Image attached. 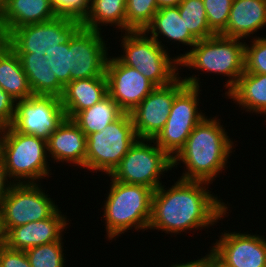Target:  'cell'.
I'll return each mask as SVG.
<instances>
[{"instance_id": "obj_12", "label": "cell", "mask_w": 266, "mask_h": 267, "mask_svg": "<svg viewBox=\"0 0 266 267\" xmlns=\"http://www.w3.org/2000/svg\"><path fill=\"white\" fill-rule=\"evenodd\" d=\"M65 118L61 98L32 95L16 101L14 119L10 126L17 132L35 135L47 141Z\"/></svg>"}, {"instance_id": "obj_34", "label": "cell", "mask_w": 266, "mask_h": 267, "mask_svg": "<svg viewBox=\"0 0 266 267\" xmlns=\"http://www.w3.org/2000/svg\"><path fill=\"white\" fill-rule=\"evenodd\" d=\"M60 16H69L82 20L90 7V0H51Z\"/></svg>"}, {"instance_id": "obj_7", "label": "cell", "mask_w": 266, "mask_h": 267, "mask_svg": "<svg viewBox=\"0 0 266 267\" xmlns=\"http://www.w3.org/2000/svg\"><path fill=\"white\" fill-rule=\"evenodd\" d=\"M183 78L187 85L175 96L168 120L154 139L157 146L172 159L185 146L195 126L206 117L201 110L198 112L197 107L199 106L198 95L201 91L199 89L200 78L196 75Z\"/></svg>"}, {"instance_id": "obj_29", "label": "cell", "mask_w": 266, "mask_h": 267, "mask_svg": "<svg viewBox=\"0 0 266 267\" xmlns=\"http://www.w3.org/2000/svg\"><path fill=\"white\" fill-rule=\"evenodd\" d=\"M158 10L157 0H126V32L144 31Z\"/></svg>"}, {"instance_id": "obj_8", "label": "cell", "mask_w": 266, "mask_h": 267, "mask_svg": "<svg viewBox=\"0 0 266 267\" xmlns=\"http://www.w3.org/2000/svg\"><path fill=\"white\" fill-rule=\"evenodd\" d=\"M137 139L130 113L124 112L103 131L86 136L85 169L110 175Z\"/></svg>"}, {"instance_id": "obj_33", "label": "cell", "mask_w": 266, "mask_h": 267, "mask_svg": "<svg viewBox=\"0 0 266 267\" xmlns=\"http://www.w3.org/2000/svg\"><path fill=\"white\" fill-rule=\"evenodd\" d=\"M45 56L47 57V64L50 66L52 72L55 73L57 79L66 86L70 82L69 42L51 48Z\"/></svg>"}, {"instance_id": "obj_19", "label": "cell", "mask_w": 266, "mask_h": 267, "mask_svg": "<svg viewBox=\"0 0 266 267\" xmlns=\"http://www.w3.org/2000/svg\"><path fill=\"white\" fill-rule=\"evenodd\" d=\"M86 147V135L68 118L64 119L47 140L48 157L56 162L65 161L82 168H85Z\"/></svg>"}, {"instance_id": "obj_11", "label": "cell", "mask_w": 266, "mask_h": 267, "mask_svg": "<svg viewBox=\"0 0 266 267\" xmlns=\"http://www.w3.org/2000/svg\"><path fill=\"white\" fill-rule=\"evenodd\" d=\"M81 26L80 19L58 15L47 22L14 29L5 42L15 53L46 54L51 48L68 43Z\"/></svg>"}, {"instance_id": "obj_13", "label": "cell", "mask_w": 266, "mask_h": 267, "mask_svg": "<svg viewBox=\"0 0 266 267\" xmlns=\"http://www.w3.org/2000/svg\"><path fill=\"white\" fill-rule=\"evenodd\" d=\"M186 85L179 76L169 85L156 87L130 112L138 139L154 140L157 137L168 120L175 96Z\"/></svg>"}, {"instance_id": "obj_21", "label": "cell", "mask_w": 266, "mask_h": 267, "mask_svg": "<svg viewBox=\"0 0 266 267\" xmlns=\"http://www.w3.org/2000/svg\"><path fill=\"white\" fill-rule=\"evenodd\" d=\"M106 76L78 79L69 82L64 87L61 103L65 117L72 119L78 112L92 107L106 95Z\"/></svg>"}, {"instance_id": "obj_42", "label": "cell", "mask_w": 266, "mask_h": 267, "mask_svg": "<svg viewBox=\"0 0 266 267\" xmlns=\"http://www.w3.org/2000/svg\"><path fill=\"white\" fill-rule=\"evenodd\" d=\"M5 42V37L0 27V46Z\"/></svg>"}, {"instance_id": "obj_1", "label": "cell", "mask_w": 266, "mask_h": 267, "mask_svg": "<svg viewBox=\"0 0 266 267\" xmlns=\"http://www.w3.org/2000/svg\"><path fill=\"white\" fill-rule=\"evenodd\" d=\"M208 184L211 183L179 179L169 189L161 185L153 193L148 228L179 234L212 226L224 218L227 204L206 189Z\"/></svg>"}, {"instance_id": "obj_3", "label": "cell", "mask_w": 266, "mask_h": 267, "mask_svg": "<svg viewBox=\"0 0 266 267\" xmlns=\"http://www.w3.org/2000/svg\"><path fill=\"white\" fill-rule=\"evenodd\" d=\"M110 178V190L103 206L108 240L124 234L133 226L136 231L148 229L154 190Z\"/></svg>"}, {"instance_id": "obj_32", "label": "cell", "mask_w": 266, "mask_h": 267, "mask_svg": "<svg viewBox=\"0 0 266 267\" xmlns=\"http://www.w3.org/2000/svg\"><path fill=\"white\" fill-rule=\"evenodd\" d=\"M253 39L250 47L245 42L244 72L266 74V37Z\"/></svg>"}, {"instance_id": "obj_31", "label": "cell", "mask_w": 266, "mask_h": 267, "mask_svg": "<svg viewBox=\"0 0 266 267\" xmlns=\"http://www.w3.org/2000/svg\"><path fill=\"white\" fill-rule=\"evenodd\" d=\"M207 22L215 34H221L227 26L233 0H203Z\"/></svg>"}, {"instance_id": "obj_10", "label": "cell", "mask_w": 266, "mask_h": 267, "mask_svg": "<svg viewBox=\"0 0 266 267\" xmlns=\"http://www.w3.org/2000/svg\"><path fill=\"white\" fill-rule=\"evenodd\" d=\"M41 188L37 183L11 186L1 202L2 238L11 228L47 219L59 209Z\"/></svg>"}, {"instance_id": "obj_25", "label": "cell", "mask_w": 266, "mask_h": 267, "mask_svg": "<svg viewBox=\"0 0 266 267\" xmlns=\"http://www.w3.org/2000/svg\"><path fill=\"white\" fill-rule=\"evenodd\" d=\"M226 96L248 112L266 115V74L244 72Z\"/></svg>"}, {"instance_id": "obj_28", "label": "cell", "mask_w": 266, "mask_h": 267, "mask_svg": "<svg viewBox=\"0 0 266 267\" xmlns=\"http://www.w3.org/2000/svg\"><path fill=\"white\" fill-rule=\"evenodd\" d=\"M178 8L186 27L197 40L216 35L208 25L203 0H182Z\"/></svg>"}, {"instance_id": "obj_22", "label": "cell", "mask_w": 266, "mask_h": 267, "mask_svg": "<svg viewBox=\"0 0 266 267\" xmlns=\"http://www.w3.org/2000/svg\"><path fill=\"white\" fill-rule=\"evenodd\" d=\"M33 95L55 96L61 98L64 85L57 79L47 64L45 54L16 53Z\"/></svg>"}, {"instance_id": "obj_20", "label": "cell", "mask_w": 266, "mask_h": 267, "mask_svg": "<svg viewBox=\"0 0 266 267\" xmlns=\"http://www.w3.org/2000/svg\"><path fill=\"white\" fill-rule=\"evenodd\" d=\"M265 26L266 0H233L226 29L220 35L247 39Z\"/></svg>"}, {"instance_id": "obj_15", "label": "cell", "mask_w": 266, "mask_h": 267, "mask_svg": "<svg viewBox=\"0 0 266 267\" xmlns=\"http://www.w3.org/2000/svg\"><path fill=\"white\" fill-rule=\"evenodd\" d=\"M211 256L223 267H266V239L248 232H222Z\"/></svg>"}, {"instance_id": "obj_4", "label": "cell", "mask_w": 266, "mask_h": 267, "mask_svg": "<svg viewBox=\"0 0 266 267\" xmlns=\"http://www.w3.org/2000/svg\"><path fill=\"white\" fill-rule=\"evenodd\" d=\"M240 40L216 34L198 40L192 50L180 54L176 58L183 67H193L196 70L229 77L230 79L224 86L228 88V91L225 92L228 94L244 73L245 42Z\"/></svg>"}, {"instance_id": "obj_14", "label": "cell", "mask_w": 266, "mask_h": 267, "mask_svg": "<svg viewBox=\"0 0 266 267\" xmlns=\"http://www.w3.org/2000/svg\"><path fill=\"white\" fill-rule=\"evenodd\" d=\"M100 31L80 27L69 40L70 82L106 76L108 47Z\"/></svg>"}, {"instance_id": "obj_35", "label": "cell", "mask_w": 266, "mask_h": 267, "mask_svg": "<svg viewBox=\"0 0 266 267\" xmlns=\"http://www.w3.org/2000/svg\"><path fill=\"white\" fill-rule=\"evenodd\" d=\"M0 267H31L25 251L9 249L0 241Z\"/></svg>"}, {"instance_id": "obj_37", "label": "cell", "mask_w": 266, "mask_h": 267, "mask_svg": "<svg viewBox=\"0 0 266 267\" xmlns=\"http://www.w3.org/2000/svg\"><path fill=\"white\" fill-rule=\"evenodd\" d=\"M8 179L4 161L0 154V202L7 196L9 189L14 184L13 182H9Z\"/></svg>"}, {"instance_id": "obj_17", "label": "cell", "mask_w": 266, "mask_h": 267, "mask_svg": "<svg viewBox=\"0 0 266 267\" xmlns=\"http://www.w3.org/2000/svg\"><path fill=\"white\" fill-rule=\"evenodd\" d=\"M61 213L58 209L47 219L13 227L3 236L1 242L9 249L25 251L35 246L59 241L68 224L66 215Z\"/></svg>"}, {"instance_id": "obj_27", "label": "cell", "mask_w": 266, "mask_h": 267, "mask_svg": "<svg viewBox=\"0 0 266 267\" xmlns=\"http://www.w3.org/2000/svg\"><path fill=\"white\" fill-rule=\"evenodd\" d=\"M124 111L107 94L92 107L78 112L71 120L87 136L103 131L111 122L117 120Z\"/></svg>"}, {"instance_id": "obj_40", "label": "cell", "mask_w": 266, "mask_h": 267, "mask_svg": "<svg viewBox=\"0 0 266 267\" xmlns=\"http://www.w3.org/2000/svg\"><path fill=\"white\" fill-rule=\"evenodd\" d=\"M207 267H223L220 265L212 256L211 253H208V265Z\"/></svg>"}, {"instance_id": "obj_36", "label": "cell", "mask_w": 266, "mask_h": 267, "mask_svg": "<svg viewBox=\"0 0 266 267\" xmlns=\"http://www.w3.org/2000/svg\"><path fill=\"white\" fill-rule=\"evenodd\" d=\"M15 109L16 101L0 86V128L12 124Z\"/></svg>"}, {"instance_id": "obj_39", "label": "cell", "mask_w": 266, "mask_h": 267, "mask_svg": "<svg viewBox=\"0 0 266 267\" xmlns=\"http://www.w3.org/2000/svg\"><path fill=\"white\" fill-rule=\"evenodd\" d=\"M182 0H157L158 8L178 6Z\"/></svg>"}, {"instance_id": "obj_30", "label": "cell", "mask_w": 266, "mask_h": 267, "mask_svg": "<svg viewBox=\"0 0 266 267\" xmlns=\"http://www.w3.org/2000/svg\"><path fill=\"white\" fill-rule=\"evenodd\" d=\"M63 238L25 250L31 267H64Z\"/></svg>"}, {"instance_id": "obj_41", "label": "cell", "mask_w": 266, "mask_h": 267, "mask_svg": "<svg viewBox=\"0 0 266 267\" xmlns=\"http://www.w3.org/2000/svg\"><path fill=\"white\" fill-rule=\"evenodd\" d=\"M2 240V213H1V202H0V241Z\"/></svg>"}, {"instance_id": "obj_24", "label": "cell", "mask_w": 266, "mask_h": 267, "mask_svg": "<svg viewBox=\"0 0 266 267\" xmlns=\"http://www.w3.org/2000/svg\"><path fill=\"white\" fill-rule=\"evenodd\" d=\"M0 86L15 101L33 95L18 55L6 42L0 46Z\"/></svg>"}, {"instance_id": "obj_23", "label": "cell", "mask_w": 266, "mask_h": 267, "mask_svg": "<svg viewBox=\"0 0 266 267\" xmlns=\"http://www.w3.org/2000/svg\"><path fill=\"white\" fill-rule=\"evenodd\" d=\"M145 33L155 39L163 48L160 36L168 41H175L193 47L197 39L189 32L184 20L181 18L178 6L162 7L154 15L151 23L145 28ZM159 37V38H158ZM160 41V42H159ZM162 43V44H161Z\"/></svg>"}, {"instance_id": "obj_9", "label": "cell", "mask_w": 266, "mask_h": 267, "mask_svg": "<svg viewBox=\"0 0 266 267\" xmlns=\"http://www.w3.org/2000/svg\"><path fill=\"white\" fill-rule=\"evenodd\" d=\"M152 142L155 145L149 144ZM172 168L173 159L154 140L137 139L108 176L124 184L144 185L155 191L162 185L160 176Z\"/></svg>"}, {"instance_id": "obj_6", "label": "cell", "mask_w": 266, "mask_h": 267, "mask_svg": "<svg viewBox=\"0 0 266 267\" xmlns=\"http://www.w3.org/2000/svg\"><path fill=\"white\" fill-rule=\"evenodd\" d=\"M121 45L124 54L117 58L141 72L156 87L169 85L179 77V60L172 59L167 49L144 31L125 32Z\"/></svg>"}, {"instance_id": "obj_26", "label": "cell", "mask_w": 266, "mask_h": 267, "mask_svg": "<svg viewBox=\"0 0 266 267\" xmlns=\"http://www.w3.org/2000/svg\"><path fill=\"white\" fill-rule=\"evenodd\" d=\"M81 23L82 27L100 32V26L113 24L126 32V0H90L89 10Z\"/></svg>"}, {"instance_id": "obj_18", "label": "cell", "mask_w": 266, "mask_h": 267, "mask_svg": "<svg viewBox=\"0 0 266 267\" xmlns=\"http://www.w3.org/2000/svg\"><path fill=\"white\" fill-rule=\"evenodd\" d=\"M58 16L51 0H3L0 27L6 38L14 29L50 21Z\"/></svg>"}, {"instance_id": "obj_16", "label": "cell", "mask_w": 266, "mask_h": 267, "mask_svg": "<svg viewBox=\"0 0 266 267\" xmlns=\"http://www.w3.org/2000/svg\"><path fill=\"white\" fill-rule=\"evenodd\" d=\"M105 75L108 95L126 113H130L156 88L141 72L124 65L116 56H109Z\"/></svg>"}, {"instance_id": "obj_2", "label": "cell", "mask_w": 266, "mask_h": 267, "mask_svg": "<svg viewBox=\"0 0 266 267\" xmlns=\"http://www.w3.org/2000/svg\"><path fill=\"white\" fill-rule=\"evenodd\" d=\"M205 117L192 130L185 146L173 158V168L184 163L185 172L179 179L212 181L225 170L234 142L216 116ZM179 161V162H178Z\"/></svg>"}, {"instance_id": "obj_38", "label": "cell", "mask_w": 266, "mask_h": 267, "mask_svg": "<svg viewBox=\"0 0 266 267\" xmlns=\"http://www.w3.org/2000/svg\"><path fill=\"white\" fill-rule=\"evenodd\" d=\"M208 265V254H206L203 258H198V260L180 263V264H172L170 267H207Z\"/></svg>"}, {"instance_id": "obj_5", "label": "cell", "mask_w": 266, "mask_h": 267, "mask_svg": "<svg viewBox=\"0 0 266 267\" xmlns=\"http://www.w3.org/2000/svg\"><path fill=\"white\" fill-rule=\"evenodd\" d=\"M46 153L47 141L17 132L11 126L0 128V154L10 182L13 178L15 184L36 183L49 177Z\"/></svg>"}]
</instances>
